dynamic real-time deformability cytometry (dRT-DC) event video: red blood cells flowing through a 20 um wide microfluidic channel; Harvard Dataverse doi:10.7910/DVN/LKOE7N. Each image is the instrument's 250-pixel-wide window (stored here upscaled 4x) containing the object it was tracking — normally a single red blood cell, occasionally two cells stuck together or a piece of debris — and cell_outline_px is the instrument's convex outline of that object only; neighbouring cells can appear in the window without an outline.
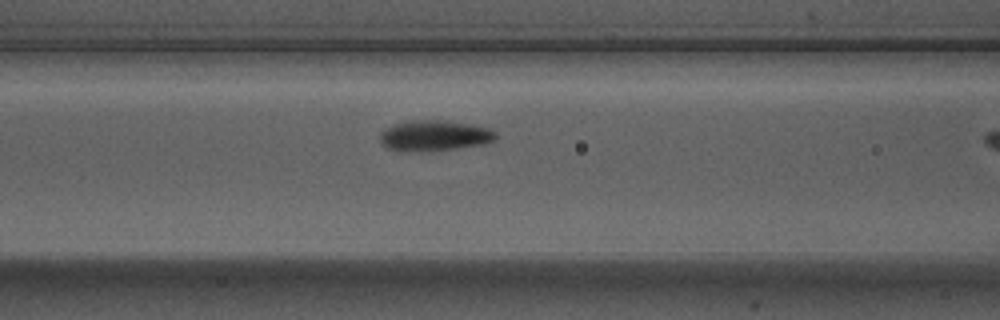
{"species": "Egyptian fruit bat (a non-hibernating species)", "species_latin": "Rousettus aegyptiacus", "temperature_condition": "warm", "stored_images_in_passage": 39, "camera_frame_rate_fps": 3000, "um_per_image_px": 0.085, "animal": {"sex": "male"}, "frame": {"image": 1, "passage_image": 17, "time_ms": 5.333, "image_size_px": [1000, 320], "cell_outline_px": [[496, 140], [480, 144], [456, 148], [400, 152], [396, 152], [388, 148], [380, 140], [380, 132], [384, 128], [392, 124], [412, 120], [444, 120], [472, 124], [488, 128], [496, 132]], "centroid_in_image_um": [36.88, 11.51], "position_along_channel_um": 129.7, "area_um2": 20.63}}
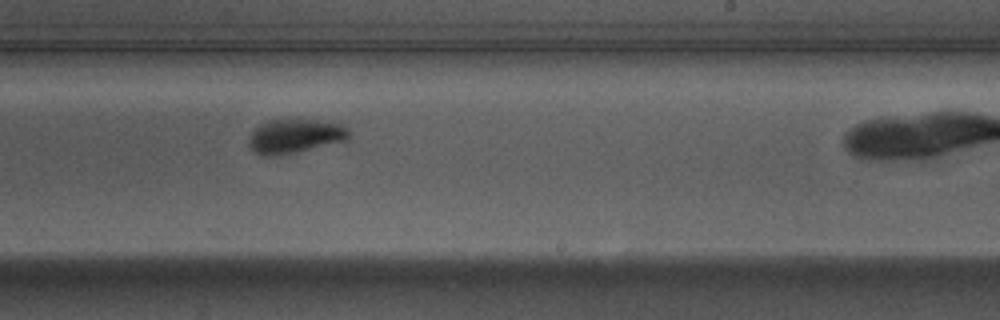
{"frame": {"image": 2, "passage_image": 28, "time_ms": 9.0, "image_size_px": [1000, 320], "cell_outline_px": [[352, 136], [348, 140], [296, 152], [272, 156], [260, 156], [248, 144], [248, 136], [260, 124], [268, 120], [312, 120], [340, 124], [348, 128], [352, 132]], "centroid_in_image_um": [25.09, 11.58], "position_along_channel_um": 263.9, "area_um2": 19.88}}
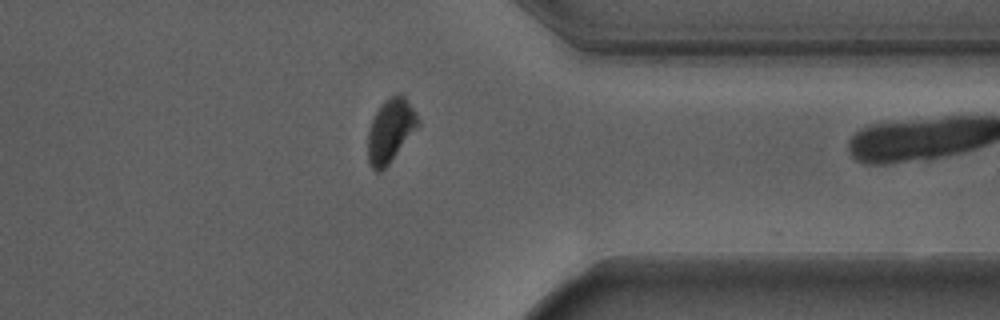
{"frame": {"image": 3, "passage_image": 38, "time_ms": 12.333, "image_size_px": [1000, 320], "cell_outline_px": [[420, 124], [388, 164], [380, 172], [376, 172], [372, 168], [368, 160], [368, 128], [380, 104], [384, 100], [400, 92], [404, 96], [416, 112], [420, 120]], "centroid_in_image_um": [33.18, 11.07], "position_along_channel_um": 378.2, "area_um2": 18.44}}